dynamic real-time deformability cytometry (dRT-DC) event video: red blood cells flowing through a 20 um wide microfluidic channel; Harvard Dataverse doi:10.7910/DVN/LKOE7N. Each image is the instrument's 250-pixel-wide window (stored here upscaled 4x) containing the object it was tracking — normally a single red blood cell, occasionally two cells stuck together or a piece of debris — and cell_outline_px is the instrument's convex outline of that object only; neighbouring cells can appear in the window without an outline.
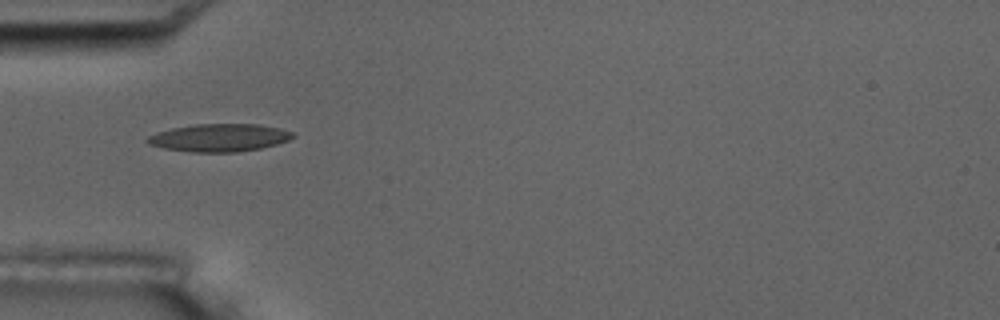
{"species": "common noctule bat (a hibernating species)", "species_latin": "Nyctalus noctula", "temperature_condition": "room temperature", "stored_images_in_passage": 5, "camera_frame_rate_fps": 3000, "um_per_image_px": 0.085, "animal": {"sex": "male", "body_mass_g": 17.5, "forearm_length_mm": 52.3}, "frame": {"image": 1, "passage_image": 1, "time_ms": 0.0, "image_size_px": [1000, 320], "cell_outline_px": [[296, 136], [288, 140], [276, 144], [260, 148], [236, 152], [192, 152], [164, 148], [148, 144], [144, 140], [148, 136], [156, 132], [172, 128], [196, 124], [260, 124], [280, 128], [292, 132]], "centroid_in_image_um": [18.62, 11.7], "position_along_channel_um": 66.4, "area_um2": 23.52}}
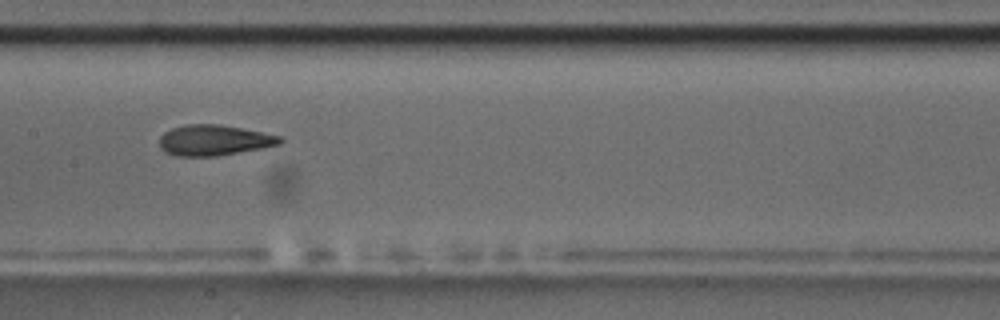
{"frame": {"image": 2, "passage_image": 4, "time_ms": 3.333, "image_size_px": [1000, 320], "cell_outline_px": [[284, 140], [280, 144], [264, 148], [216, 156], [176, 156], [164, 152], [160, 148], [160, 136], [164, 132], [172, 128], [188, 124], [220, 124], [280, 136]], "centroid_in_image_um": [18.18, 11.92], "position_along_channel_um": 189.2, "area_um2": 21.5}}
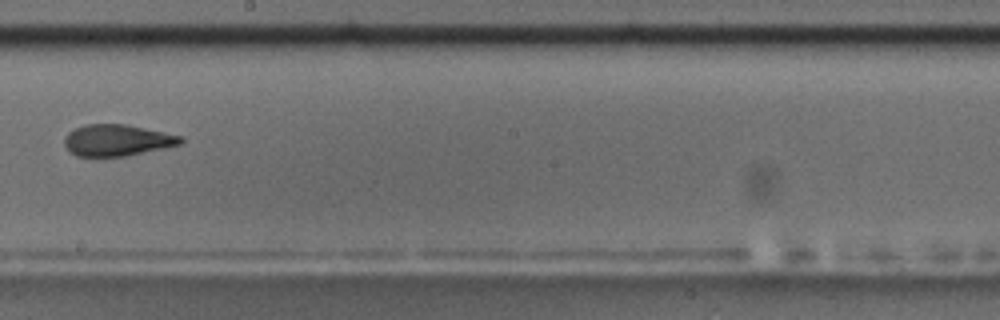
{"frame": {"image": 3, "passage_image": 5, "time_ms": 4.667, "image_size_px": [1000, 320], "cell_outline_px": [[184, 140], [180, 144], [164, 148], [128, 156], [76, 156], [68, 152], [64, 144], [64, 136], [68, 132], [84, 124], [124, 124], [184, 136]], "centroid_in_image_um": [9.93, 11.92], "position_along_channel_um": 238.3, "area_um2": 21.44}}